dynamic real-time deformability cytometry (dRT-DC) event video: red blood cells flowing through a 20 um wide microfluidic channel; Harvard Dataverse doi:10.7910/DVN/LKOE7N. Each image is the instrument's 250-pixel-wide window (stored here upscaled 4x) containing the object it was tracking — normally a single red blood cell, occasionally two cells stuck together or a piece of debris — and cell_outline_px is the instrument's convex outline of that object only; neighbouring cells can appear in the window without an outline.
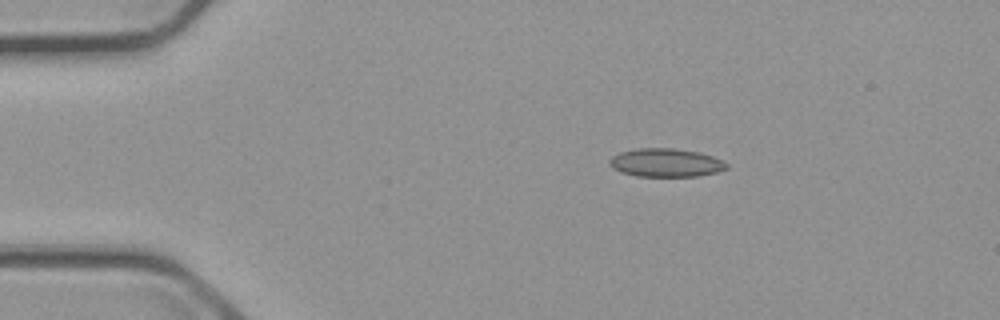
{"species": "common noctule bat (a hibernating species)", "species_latin": "Nyctalus noctula", "temperature_condition": "cold", "stored_images_in_passage": 2, "camera_frame_rate_fps": 3000, "um_per_image_px": 0.085, "animal": {"sex": "male", "body_mass_g": 23.1, "forearm_length_mm": 52.7}, "frame": {"image": 1, "passage_image": 1, "time_ms": 0.0, "image_size_px": [1000, 320], "cell_outline_px": [[728, 168], [716, 172], [696, 176], [636, 176], [620, 172], [612, 168], [608, 164], [608, 160], [612, 156], [620, 152], [636, 148], [672, 148], [700, 152], [712, 156], [728, 164]], "centroid_in_image_um": [56.55, 13.82], "position_along_channel_um": 28.5, "area_um2": 19.42}}